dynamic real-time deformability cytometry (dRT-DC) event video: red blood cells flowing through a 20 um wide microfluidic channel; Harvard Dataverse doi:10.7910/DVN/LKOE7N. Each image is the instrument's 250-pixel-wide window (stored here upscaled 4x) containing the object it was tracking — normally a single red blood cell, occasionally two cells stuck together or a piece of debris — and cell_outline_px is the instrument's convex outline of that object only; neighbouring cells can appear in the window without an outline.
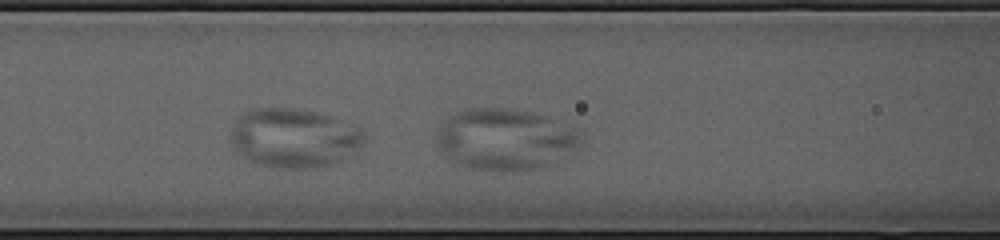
{"species": "common noctule bat (a hibernating species)", "species_latin": "Nyctalus noctula", "temperature_condition": "cold", "stored_images_in_passage": 18, "camera_frame_rate_fps": 3000, "um_per_image_px": 0.085, "animal": {"sex": "female", "body_mass_g": 23.0, "forearm_length_mm": 53.4}, "frame": {"image": 1, "passage_image": 8, "time_ms": 2.333, "image_size_px": [1000, 240], "cell_outline_px": [[584, 136], [576, 144], [544, 168], [512, 172], [504, 172], [476, 168], [464, 164], [448, 156], [436, 144], [436, 128], [444, 120], [456, 112], [472, 108], [504, 108], [528, 112], [544, 116], [572, 128]], "centroid_in_image_um": [42.86, 11.83], "position_along_channel_um": 123.7, "area_um2": 50.4}}
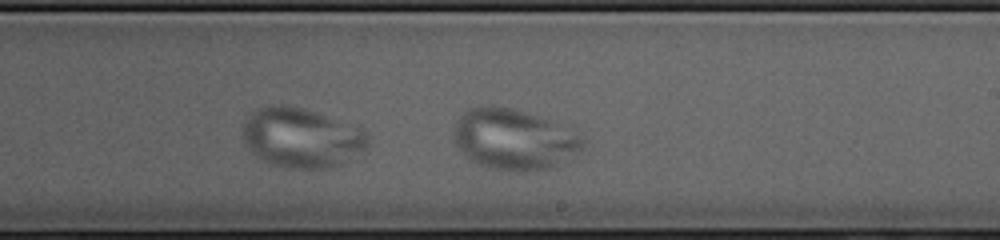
{"frame": {"image": 2, "passage_image": 18, "time_ms": 5.667, "image_size_px": [1000, 240], "cell_outline_px": [[588, 140], [584, 148], [556, 168], [516, 172], [488, 168], [472, 160], [456, 144], [452, 132], [456, 120], [468, 108], [492, 104], [512, 108], [568, 124], [584, 136]], "centroid_in_image_um": [43.8, 11.82], "position_along_channel_um": 245.2, "area_um2": 46.99}}